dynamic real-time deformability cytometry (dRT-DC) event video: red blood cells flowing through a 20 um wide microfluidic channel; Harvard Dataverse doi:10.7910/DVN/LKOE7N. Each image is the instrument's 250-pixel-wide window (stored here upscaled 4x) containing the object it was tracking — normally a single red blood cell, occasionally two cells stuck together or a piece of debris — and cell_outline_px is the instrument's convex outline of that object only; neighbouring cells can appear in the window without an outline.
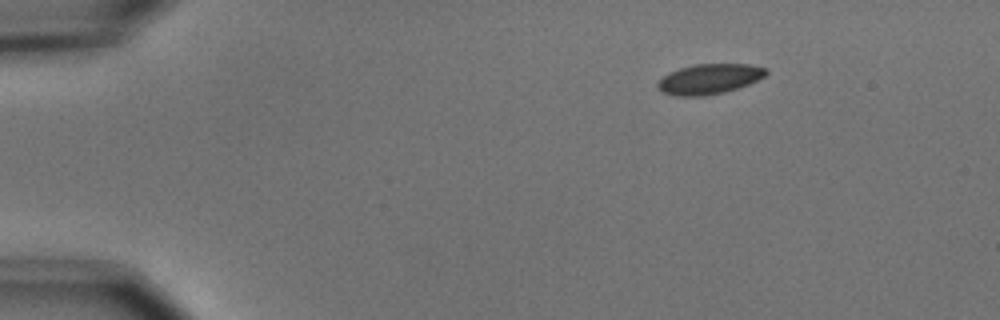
{"species": "common noctule bat (a hibernating species)", "species_latin": "Nyctalus noctula", "temperature_condition": "cold", "stored_images_in_passage": 5, "camera_frame_rate_fps": 3000, "um_per_image_px": 0.085, "animal": {"sex": "male", "body_mass_g": 15.6}, "frame": {"image": 1, "passage_image": 1, "time_ms": 0.0, "image_size_px": [1000, 320], "cell_outline_px": [[768, 72], [764, 76], [748, 84], [724, 92], [704, 96], [676, 96], [664, 92], [656, 84], [668, 72], [680, 68], [696, 64], [748, 64], [768, 68]], "centroid_in_image_um": [60.3, 6.7], "position_along_channel_um": 24.7, "area_um2": 18.84}}
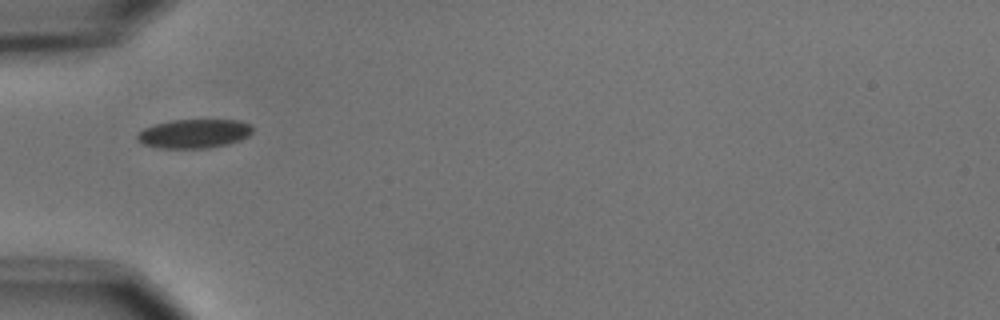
{"frame": {"image": 2, "passage_image": 4, "time_ms": 3.333, "image_size_px": [1000, 320], "cell_outline_px": [[252, 132], [248, 136], [240, 140], [208, 148], [160, 148], [144, 144], [136, 140], [136, 132], [144, 128], [156, 124], [172, 120], [240, 120], [252, 124]], "centroid_in_image_um": [16.48, 11.35], "position_along_channel_um": 68.5, "area_um2": 19.48}}
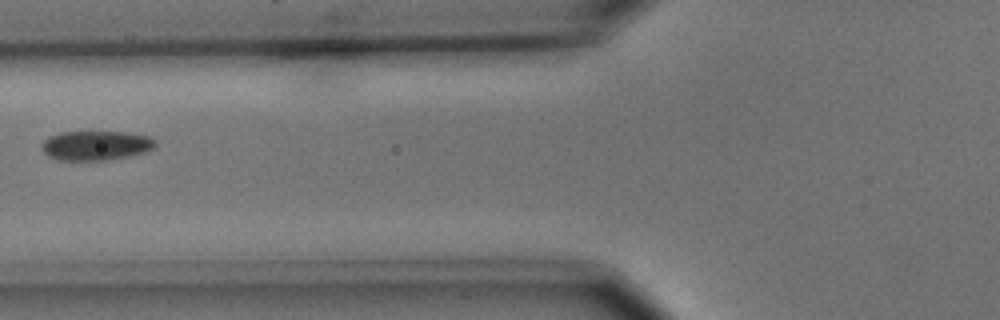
{"frame": {"image": 3, "passage_image": 5, "time_ms": 4.667, "image_size_px": [1000, 320], "cell_outline_px": [[156, 144], [152, 148], [144, 152], [128, 156], [108, 160], [56, 160], [48, 156], [40, 148], [40, 144], [48, 136], [60, 132], [128, 132], [148, 136], [156, 140]], "centroid_in_image_um": [8.1, 12.36], "position_along_channel_um": 117.7, "area_um2": 19.65}}